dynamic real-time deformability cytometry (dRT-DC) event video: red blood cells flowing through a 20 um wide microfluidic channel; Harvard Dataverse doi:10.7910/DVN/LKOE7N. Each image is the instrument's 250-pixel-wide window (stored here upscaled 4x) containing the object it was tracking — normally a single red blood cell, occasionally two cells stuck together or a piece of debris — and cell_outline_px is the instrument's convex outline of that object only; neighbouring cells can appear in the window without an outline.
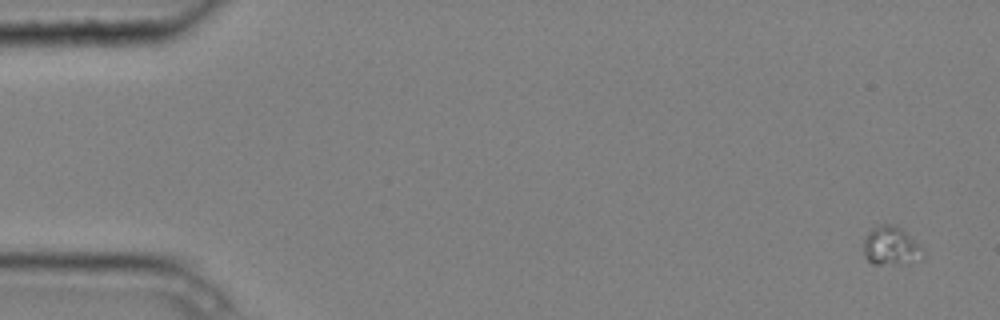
{"species": "common noctule bat (a hibernating species)", "species_latin": "Nyctalus noctula", "temperature_condition": "cold", "stored_images_in_passage": 6, "camera_frame_rate_fps": 3000, "um_per_image_px": 0.085, "animal": {"sex": "male", "body_mass_g": 20.4}, "frame": {"image": 1, "passage_image": 1, "time_ms": 0.0, "image_size_px": [1000, 320], "cell_outline_px": [[924, 260], [900, 264], [872, 264], [864, 256], [864, 236], [872, 228], [880, 224], [896, 224], [920, 244], [924, 248]], "centroid_in_image_um": [75.77, 20.91], "position_along_channel_um": 9.2, "area_um2": 13.81}}